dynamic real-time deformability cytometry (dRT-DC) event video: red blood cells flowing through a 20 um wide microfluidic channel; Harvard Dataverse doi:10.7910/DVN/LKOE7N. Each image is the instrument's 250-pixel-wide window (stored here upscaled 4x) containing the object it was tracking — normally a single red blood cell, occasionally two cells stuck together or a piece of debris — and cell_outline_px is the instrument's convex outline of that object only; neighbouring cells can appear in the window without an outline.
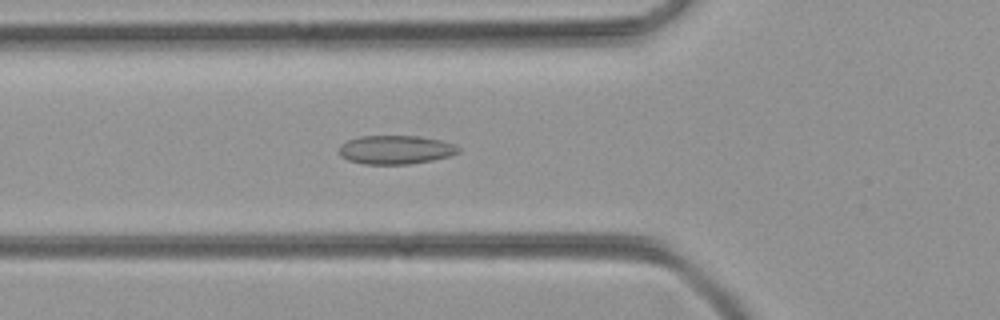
{"species": "common noctule bat (a hibernating species)", "species_latin": "Nyctalus noctula", "temperature_condition": "room temperature", "stored_images_in_passage": 34, "camera_frame_rate_fps": 3000, "um_per_image_px": 0.085, "animal": {"sex": "female", "body_mass_g": 21.9}, "frame": {"image": 1, "passage_image": 8, "time_ms": 2.333, "image_size_px": [1000, 320], "cell_outline_px": [[460, 152], [448, 156], [432, 160], [408, 164], [364, 164], [348, 160], [340, 156], [340, 144], [348, 140], [360, 136], [420, 136], [440, 140], [452, 144], [460, 148]], "centroid_in_image_um": [33.61, 12.72], "position_along_channel_um": 92.2, "area_um2": 19.88}}
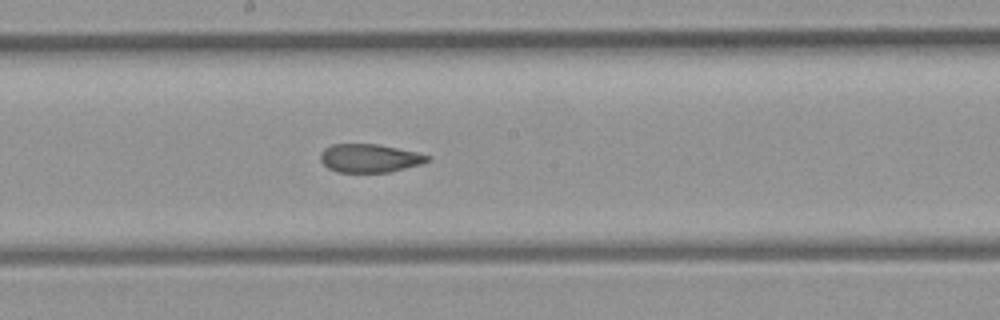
{"frame": {"image": 2, "passage_image": 17, "time_ms": 5.333, "image_size_px": [1000, 320], "cell_outline_px": [[432, 160], [420, 164], [388, 172], [336, 172], [328, 168], [320, 160], [320, 152], [324, 148], [332, 144], [376, 144], [416, 152], [432, 156]], "centroid_in_image_um": [31.4, 13.44], "position_along_channel_um": 216.8, "area_um2": 17.69}}
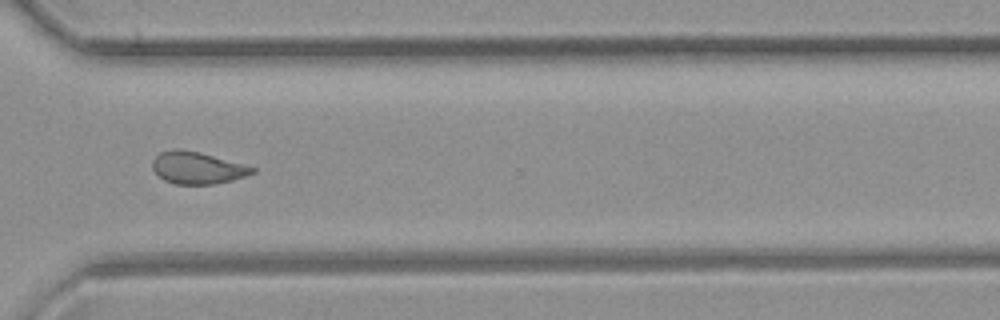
{"frame": {"image": 3, "passage_image": 27, "time_ms": 8.667, "image_size_px": [1000, 320], "cell_outline_px": [[256, 172], [232, 180], [212, 184], [176, 184], [164, 180], [152, 168], [152, 160], [160, 152], [176, 148], [180, 148], [200, 152], [256, 168]], "centroid_in_image_um": [16.75, 14.25], "position_along_channel_um": 353.9, "area_um2": 18.5}}